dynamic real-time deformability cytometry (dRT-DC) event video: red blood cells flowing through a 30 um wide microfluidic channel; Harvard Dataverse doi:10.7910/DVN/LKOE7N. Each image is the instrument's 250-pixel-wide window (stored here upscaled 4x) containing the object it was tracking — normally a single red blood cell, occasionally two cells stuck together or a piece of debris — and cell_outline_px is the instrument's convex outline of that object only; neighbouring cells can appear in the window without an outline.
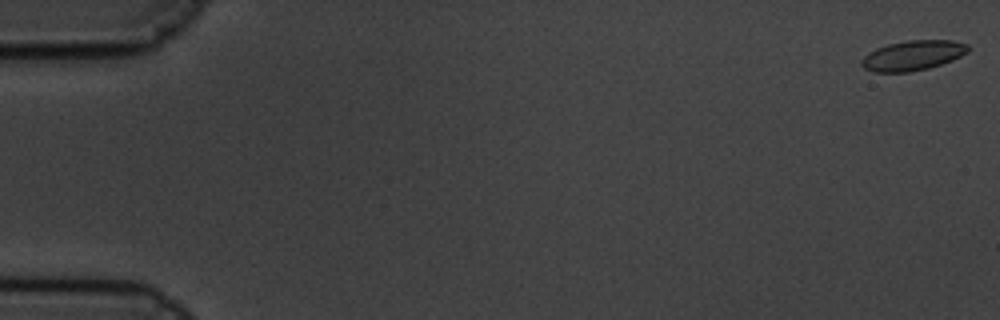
{"species": "common noctule bat (a hibernating species)", "species_latin": "Nyctalus noctula", "temperature_condition": "cold", "stored_images_in_passage": 61, "camera_frame_rate_fps": 3000, "um_per_image_px": 0.085, "animal": {"sex": "male", "body_mass_g": 19.5, "forearm_length_mm": 54.6}, "frame": {"image": 1, "passage_image": 1, "time_ms": 0.0, "image_size_px": [1000, 320], "cell_outline_px": [[968, 52], [952, 60], [928, 68], [908, 72], [872, 72], [864, 68], [860, 64], [860, 60], [868, 52], [876, 48], [888, 44], [908, 40], [952, 40], [968, 44]], "centroid_in_image_um": [77.55, 4.71], "position_along_channel_um": 7.4, "area_um2": 18.61}}
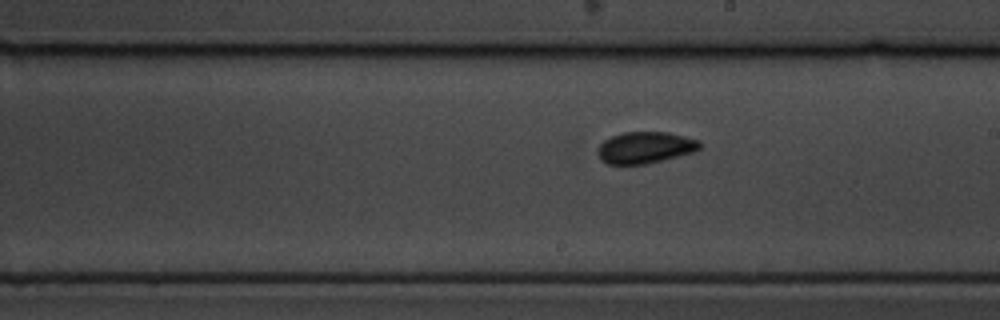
{"frame": {"image": 2, "passage_image": 35, "time_ms": 11.333, "image_size_px": [1000, 320], "cell_outline_px": [[704, 144], [696, 152], [664, 160], [644, 164], [608, 164], [600, 160], [596, 152], [596, 148], [604, 140], [612, 136], [624, 132], [668, 132], [700, 140]], "centroid_in_image_um": [54.86, 12.54], "position_along_channel_um": 234.1, "area_um2": 19.13}}
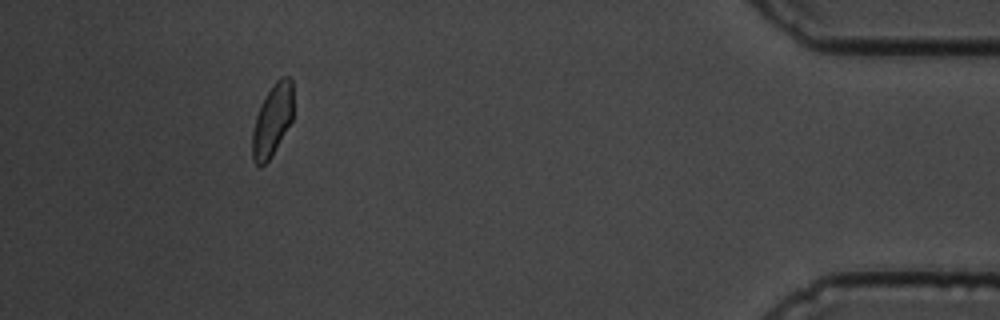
{"frame": {"image": 3, "passage_image": 56, "time_ms": 18.333, "image_size_px": [1000, 320], "cell_outline_px": [[292, 120], [268, 160], [260, 168], [252, 160], [252, 132], [256, 116], [260, 104], [276, 80], [280, 76], [288, 76], [292, 80]], "centroid_in_image_um": [23.13, 10.21], "position_along_channel_um": 412.1, "area_um2": 16.94}, "authors_computed_cell_mechanics": {"area_um2": 18.3804, "velocity_mm_per_s": 3.3392, "shape_relaxation_time_tau1_ms": 2.5067, "shape_relaxation_time_tau2_ms": 1.54, "deformation_change_tau1": 0.0573, "deformation_change_tau2": 0.0533}}